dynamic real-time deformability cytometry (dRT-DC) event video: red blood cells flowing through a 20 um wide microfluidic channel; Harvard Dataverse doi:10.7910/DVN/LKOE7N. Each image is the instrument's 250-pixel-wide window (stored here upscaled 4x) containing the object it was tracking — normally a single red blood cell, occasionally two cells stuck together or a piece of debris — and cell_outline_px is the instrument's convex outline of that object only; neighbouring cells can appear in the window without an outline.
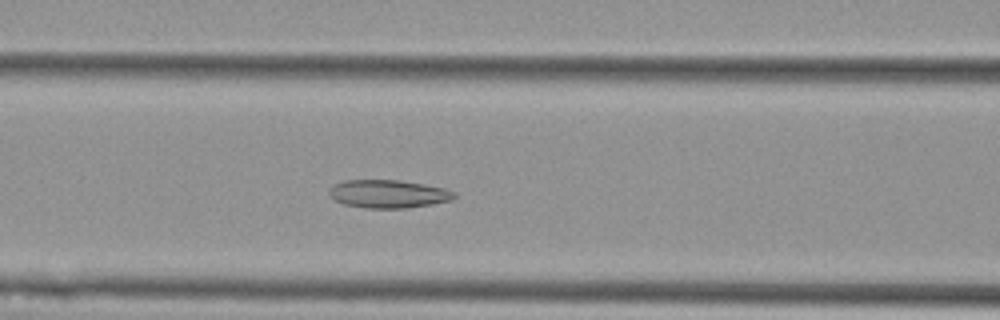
{"species": "Egyptian fruit bat (a non-hibernating species)", "species_latin": "Rousettus aegyptiacus", "temperature_condition": "cold", "stored_images_in_passage": 46, "camera_frame_rate_fps": 3000, "um_per_image_px": 0.085, "animal": {"sex": "female"}, "frame": {"image": 1, "passage_image": 13, "time_ms": 4.0, "image_size_px": [1000, 320], "cell_outline_px": [[456, 196], [452, 200], [432, 204], [404, 208], [364, 208], [344, 204], [332, 200], [328, 196], [328, 188], [344, 180], [400, 180], [444, 188], [456, 192]], "centroid_in_image_um": [32.96, 16.48], "position_along_channel_um": 133.6, "area_um2": 20.63}}
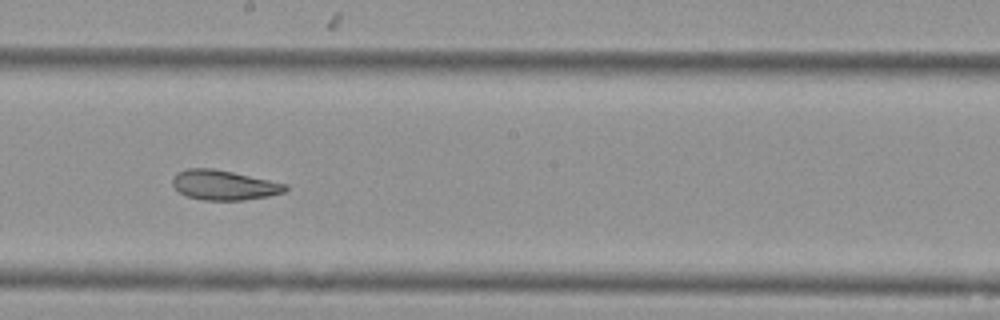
{"frame": {"image": 2, "passage_image": 21, "time_ms": 6.667, "image_size_px": [1000, 320], "cell_outline_px": [[288, 188], [284, 192], [268, 196], [244, 200], [204, 200], [188, 196], [180, 192], [172, 184], [172, 180], [176, 172], [188, 168], [212, 168], [232, 172], [288, 184]], "centroid_in_image_um": [19.04, 15.73], "position_along_channel_um": 229.2, "area_um2": 19.48}}
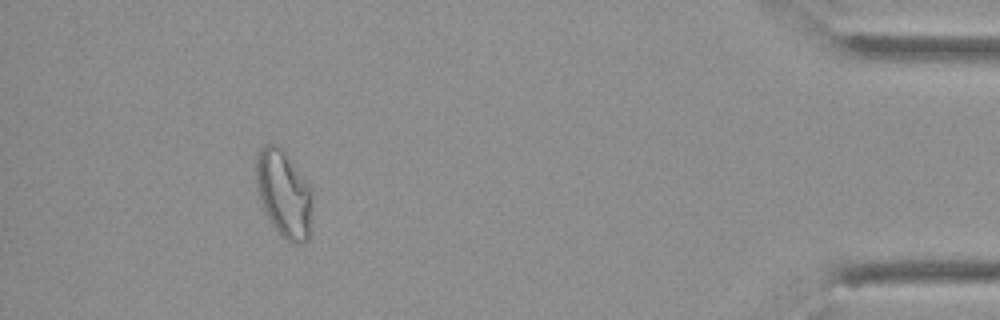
{"frame": {"image": 3, "passage_image": 41, "time_ms": 13.333, "image_size_px": [1000, 320], "cell_outline_px": [[312, 216], [308, 240], [300, 244], [292, 244], [280, 236], [272, 224], [260, 200], [256, 180], [256, 160], [260, 148], [264, 144], [276, 144], [284, 148], [312, 188]], "centroid_in_image_um": [24.16, 16.46], "position_along_channel_um": 411.0, "area_um2": 29.07}, "authors_computed_cell_mechanics": {"area_um2": 22.2241, "velocity_mm_per_s": 3.6039, "shape_relaxation_time_tau1_ms": null, "shape_relaxation_time_tau2_ms": 2.6829, "deformation_change_tau1": null, "deformation_change_tau2": 0.0917}}